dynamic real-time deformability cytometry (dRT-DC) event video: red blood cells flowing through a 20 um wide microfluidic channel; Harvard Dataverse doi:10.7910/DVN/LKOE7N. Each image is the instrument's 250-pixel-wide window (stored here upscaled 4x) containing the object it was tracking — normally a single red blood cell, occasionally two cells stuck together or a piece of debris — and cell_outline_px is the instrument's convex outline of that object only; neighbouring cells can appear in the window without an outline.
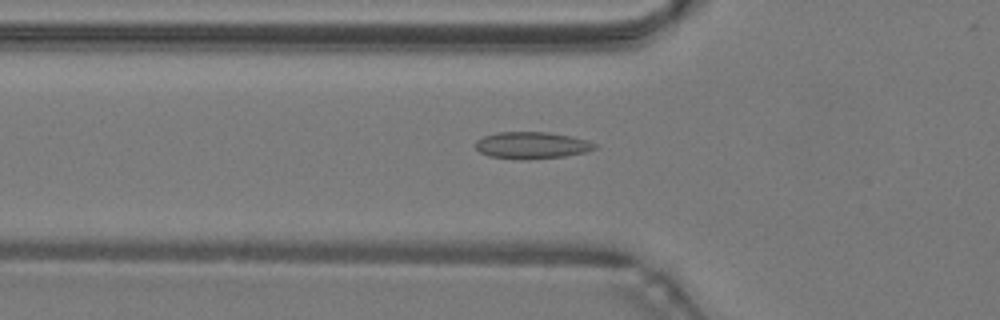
{"species": "common noctule bat (a hibernating species)", "species_latin": "Nyctalus noctula", "temperature_condition": "warm", "stored_images_in_passage": 43, "camera_frame_rate_fps": 3000, "um_per_image_px": 0.085, "animal": {"sex": "male", "body_mass_g": 19.2, "forearm_length_mm": 51.8}, "frame": {"image": 1, "passage_image": 12, "time_ms": 3.667, "image_size_px": [1000, 320], "cell_outline_px": [[596, 148], [588, 152], [564, 156], [528, 160], [520, 160], [488, 156], [480, 152], [476, 148], [476, 140], [484, 136], [496, 132], [548, 132], [572, 136], [588, 140], [596, 144]], "centroid_in_image_um": [45.21, 12.36], "position_along_channel_um": 80.6, "area_um2": 18.9}}
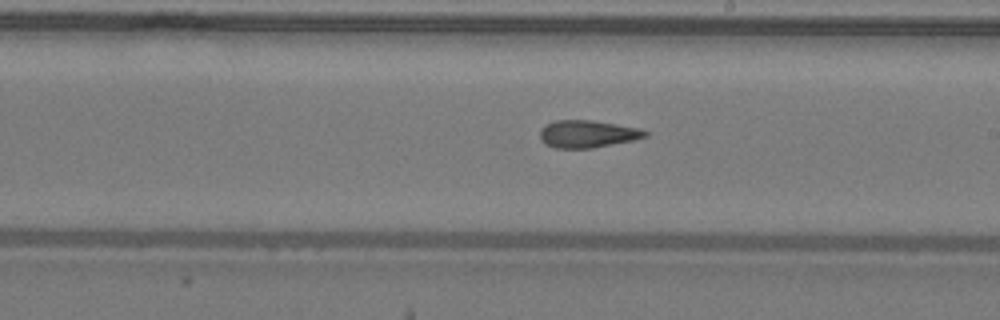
{"frame": {"image": 2, "passage_image": 23, "time_ms": 7.333, "image_size_px": [1000, 320], "cell_outline_px": [[648, 136], [636, 140], [592, 148], [556, 148], [544, 144], [540, 140], [540, 128], [544, 124], [556, 120], [592, 120], [640, 128], [648, 132]], "centroid_in_image_um": [49.93, 11.38], "position_along_channel_um": 239.1, "area_um2": 17.05}}
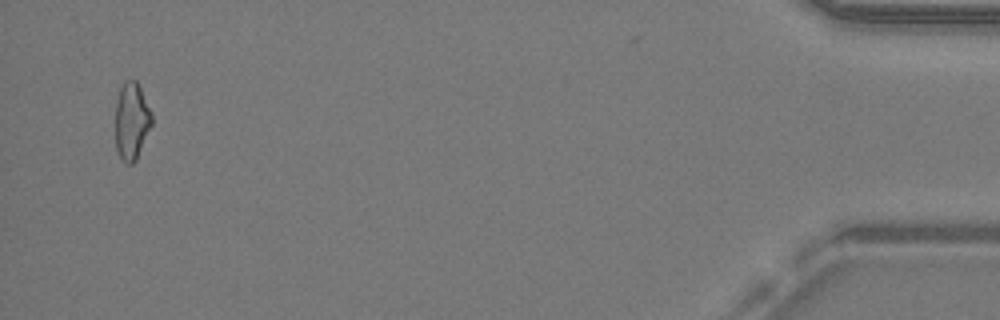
{"frame": {"image": 3, "passage_image": 42, "time_ms": 13.667, "image_size_px": [1000, 320], "cell_outline_px": [[152, 124], [136, 160], [132, 164], [124, 164], [116, 148], [116, 100], [120, 88], [124, 80], [136, 80], [152, 112]], "centroid_in_image_um": [11.19, 10.29], "position_along_channel_um": 424.0, "area_um2": 16.42}, "authors_computed_cell_mechanics": {"area_um2": 17.1088, "velocity_mm_per_s": 4.2971, "shape_relaxation_time_tau1_ms": null, "shape_relaxation_time_tau2_ms": 3.5056, "deformation_change_tau1": null, "deformation_change_tau2": 0.1145}}